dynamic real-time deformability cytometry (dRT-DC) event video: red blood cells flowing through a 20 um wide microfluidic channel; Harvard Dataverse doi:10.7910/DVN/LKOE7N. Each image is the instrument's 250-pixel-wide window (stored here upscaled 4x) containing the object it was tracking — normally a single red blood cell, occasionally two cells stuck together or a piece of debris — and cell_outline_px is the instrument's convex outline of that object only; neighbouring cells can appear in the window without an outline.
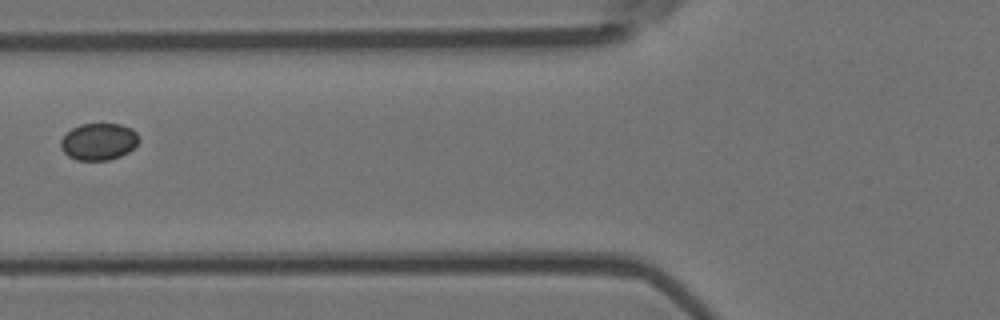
{"species": "Egyptian fruit bat (a non-hibernating species)", "species_latin": "Rousettus aegyptiacus", "temperature_condition": "room temperature", "stored_images_in_passage": 5, "camera_frame_rate_fps": 3000, "um_per_image_px": 0.085, "animal": {"sex": "female"}, "frame": {"image": 1, "passage_image": 5, "time_ms": 1.333, "image_size_px": [1000, 320], "cell_outline_px": [[140, 140], [128, 152], [120, 156], [108, 160], [76, 160], [68, 156], [60, 148], [60, 140], [72, 128], [80, 124], [120, 124], [132, 128], [136, 132]], "centroid_in_image_um": [8.38, 12.04], "position_along_channel_um": 117.4, "area_um2": 16.82}}